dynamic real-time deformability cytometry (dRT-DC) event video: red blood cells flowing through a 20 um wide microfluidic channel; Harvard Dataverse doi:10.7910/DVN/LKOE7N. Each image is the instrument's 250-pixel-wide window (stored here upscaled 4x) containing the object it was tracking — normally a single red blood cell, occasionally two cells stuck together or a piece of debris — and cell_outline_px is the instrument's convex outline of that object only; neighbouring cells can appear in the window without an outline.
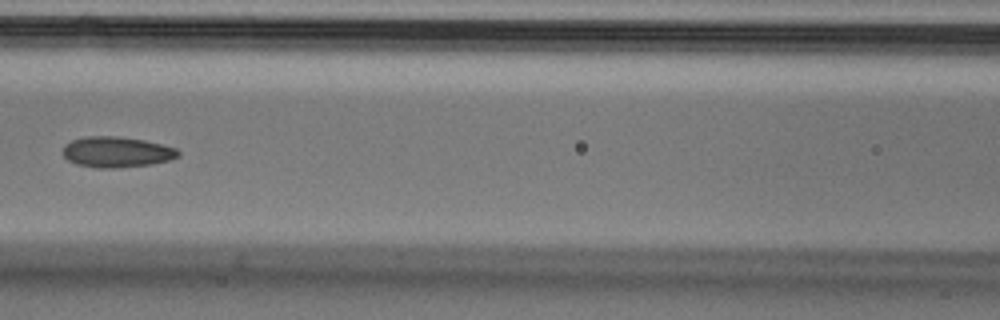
{"species": "Egyptian fruit bat (a non-hibernating species)", "species_latin": "Rousettus aegyptiacus", "temperature_condition": "cold", "stored_images_in_passage": 6, "camera_frame_rate_fps": 3000, "um_per_image_px": 0.085, "animal": {"sex": "male"}, "frame": {"image": 1, "passage_image": 6, "time_ms": 1.667, "image_size_px": [1000, 320], "cell_outline_px": [[180, 156], [168, 160], [152, 164], [116, 168], [96, 168], [76, 164], [68, 160], [64, 156], [64, 144], [72, 140], [88, 136], [116, 136], [144, 140], [176, 148], [180, 152]], "centroid_in_image_um": [9.91, 12.92], "position_along_channel_um": 156.7, "area_um2": 20.58}}